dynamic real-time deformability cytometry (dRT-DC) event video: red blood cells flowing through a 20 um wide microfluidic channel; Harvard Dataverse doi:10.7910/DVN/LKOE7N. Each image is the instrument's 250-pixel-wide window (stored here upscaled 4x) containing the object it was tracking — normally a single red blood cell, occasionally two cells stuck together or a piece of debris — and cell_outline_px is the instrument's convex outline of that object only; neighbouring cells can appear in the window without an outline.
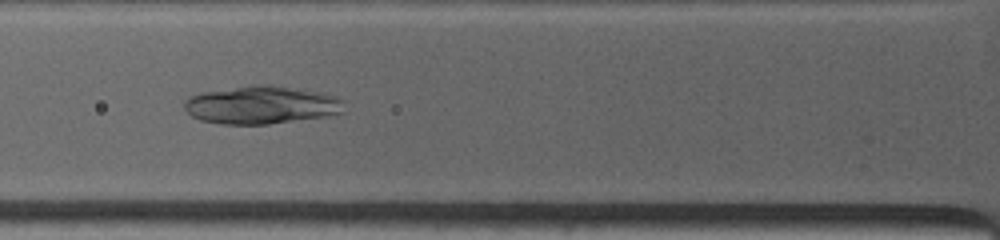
{"species": "common noctule bat (a hibernating species)", "species_latin": "Nyctalus noctula", "temperature_condition": "warm", "stored_images_in_passage": 7, "camera_frame_rate_fps": 4500, "um_per_image_px": 0.085, "animal": {"sex": "female", "body_mass_g": 19.0, "forearm_length_mm": 53.3}, "frame": {"image": 1, "passage_image": 3, "time_ms": 0.667, "image_size_px": [1000, 240], "cell_outline_px": [[344, 112], [324, 116], [268, 124], [220, 124], [200, 120], [192, 116], [184, 108], [184, 100], [188, 96], [200, 92], [256, 84], [264, 84], [320, 92], [336, 96], [344, 100]], "centroid_in_image_um": [22.18, 8.92], "position_along_channel_um": 103.6, "area_um2": 35.37}}
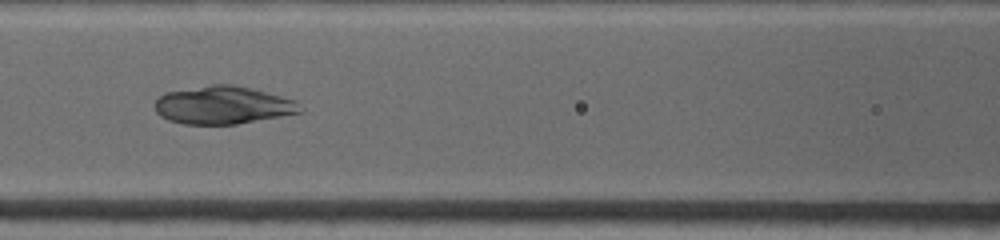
{"frame": {"image": 2, "passage_image": 5, "time_ms": 1.778, "image_size_px": [1000, 240], "cell_outline_px": [[304, 112], [236, 124], [184, 124], [168, 120], [160, 116], [156, 112], [152, 104], [164, 92], [212, 84], [232, 84], [252, 88], [296, 100], [304, 108]], "centroid_in_image_um": [18.95, 8.93], "position_along_channel_um": 147.6, "area_um2": 32.43}}